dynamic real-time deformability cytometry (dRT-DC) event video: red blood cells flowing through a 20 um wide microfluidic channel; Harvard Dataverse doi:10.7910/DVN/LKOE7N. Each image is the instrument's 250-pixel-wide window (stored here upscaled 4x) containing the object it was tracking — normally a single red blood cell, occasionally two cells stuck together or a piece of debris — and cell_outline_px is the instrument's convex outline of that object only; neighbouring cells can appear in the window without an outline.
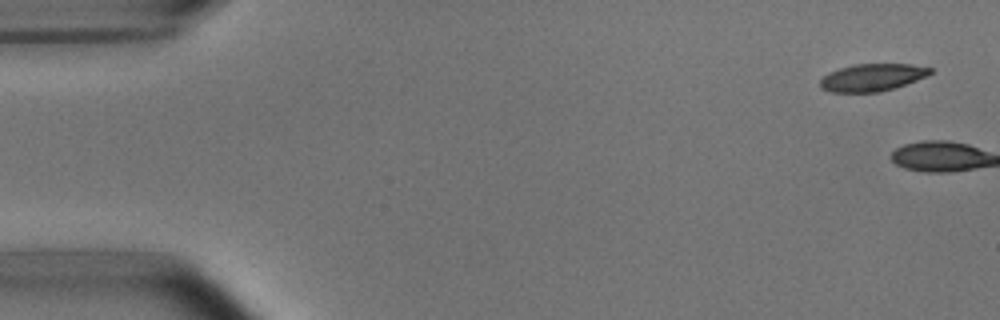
{"species": "common noctule bat (a hibernating species)", "species_latin": "Nyctalus noctula", "temperature_condition": "room temperature", "stored_images_in_passage": 5, "camera_frame_rate_fps": 3000, "um_per_image_px": 0.085, "animal": {"sex": "male", "body_mass_g": 15.6}, "frame": {"image": 1, "passage_image": 1, "time_ms": 0.0, "image_size_px": [1000, 320], "cell_outline_px": [[932, 72], [928, 76], [880, 92], [828, 92], [820, 88], [820, 80], [824, 76], [840, 68], [856, 64], [912, 64], [932, 68]], "centroid_in_image_um": [74.14, 6.58], "position_along_channel_um": 10.9, "area_um2": 17.4}}